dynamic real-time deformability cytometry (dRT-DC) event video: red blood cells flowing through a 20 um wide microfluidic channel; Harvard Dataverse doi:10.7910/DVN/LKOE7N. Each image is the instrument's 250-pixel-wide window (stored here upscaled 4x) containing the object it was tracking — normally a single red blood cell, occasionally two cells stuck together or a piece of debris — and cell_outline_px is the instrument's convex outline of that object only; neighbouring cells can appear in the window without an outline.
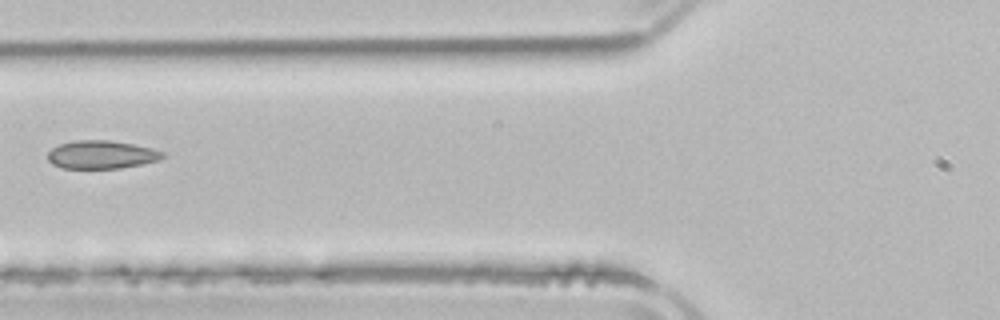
{"species": "common noctule bat (a hibernating species)", "species_latin": "Nyctalus noctula", "temperature_condition": "room temperature", "stored_images_in_passage": 2, "camera_frame_rate_fps": 3000, "um_per_image_px": 0.085, "animal": {"sex": "male", "body_mass_g": 21.5, "forearm_length_mm": 52.0}, "frame": {"image": 1, "passage_image": 2, "time_ms": 1.333, "image_size_px": [1000, 320], "cell_outline_px": [[164, 156], [156, 160], [140, 164], [120, 168], [64, 168], [52, 164], [48, 160], [48, 152], [52, 148], [60, 144], [76, 140], [108, 140], [132, 144], [152, 148], [164, 152]], "centroid_in_image_um": [8.59, 13.14], "position_along_channel_um": 117.2, "area_um2": 18.61}}